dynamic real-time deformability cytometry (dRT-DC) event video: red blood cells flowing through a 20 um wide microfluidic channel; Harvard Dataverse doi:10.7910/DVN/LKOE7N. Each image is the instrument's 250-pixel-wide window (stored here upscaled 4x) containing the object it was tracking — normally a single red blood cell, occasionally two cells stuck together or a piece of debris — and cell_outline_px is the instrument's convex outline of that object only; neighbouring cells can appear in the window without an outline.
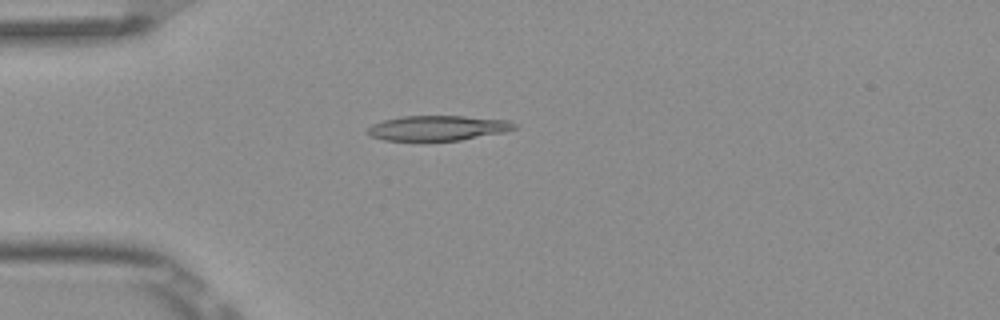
{"species": "Egyptian fruit bat (a non-hibernating species)", "species_latin": "Rousettus aegyptiacus", "temperature_condition": "room temperature", "stored_images_in_passage": 4, "camera_frame_rate_fps": 3000, "um_per_image_px": 0.085, "frame": {"image": 1, "passage_image": 4, "time_ms": 1.0, "image_size_px": [1000, 320], "cell_outline_px": [[520, 124], [516, 128], [504, 132], [460, 140], [384, 140], [372, 136], [364, 132], [372, 124], [384, 120], [404, 116], [464, 116], [512, 120]], "centroid_in_image_um": [37.27, 10.87], "position_along_channel_um": 47.7, "area_um2": 21.44}}